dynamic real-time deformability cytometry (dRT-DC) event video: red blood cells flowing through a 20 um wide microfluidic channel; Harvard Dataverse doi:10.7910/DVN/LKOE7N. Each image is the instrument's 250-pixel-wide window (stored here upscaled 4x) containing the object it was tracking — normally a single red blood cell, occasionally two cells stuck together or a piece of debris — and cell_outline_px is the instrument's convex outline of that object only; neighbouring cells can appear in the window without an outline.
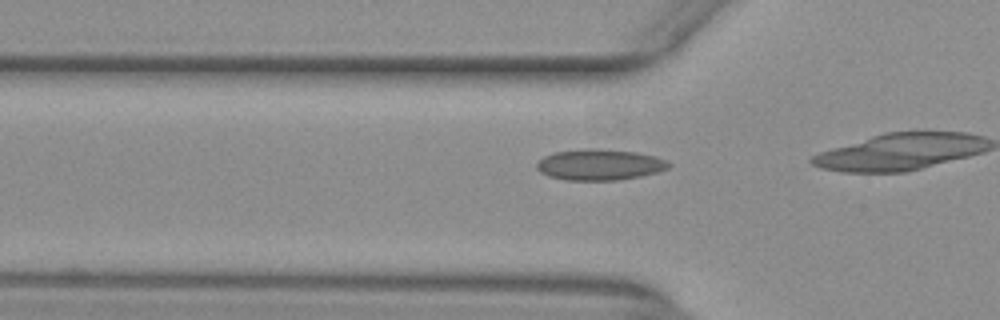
{"species": "common noctule bat (a hibernating species)", "species_latin": "Nyctalus noctula", "temperature_condition": "warm", "stored_images_in_passage": 9, "camera_frame_rate_fps": 3000, "um_per_image_px": 0.085, "animal": {"sex": "female", "body_mass_g": 29.2, "forearm_length_mm": 56.3}, "frame": {"image": 1, "passage_image": 4, "time_ms": 1.0, "image_size_px": [1000, 320], "cell_outline_px": [[672, 164], [668, 168], [656, 172], [640, 176], [616, 180], [564, 180], [548, 176], [540, 172], [536, 168], [536, 164], [544, 156], [556, 152], [584, 148], [596, 148], [636, 152], [656, 156], [668, 160]], "centroid_in_image_um": [50.97, 13.99], "position_along_channel_um": 74.8, "area_um2": 23.93}}
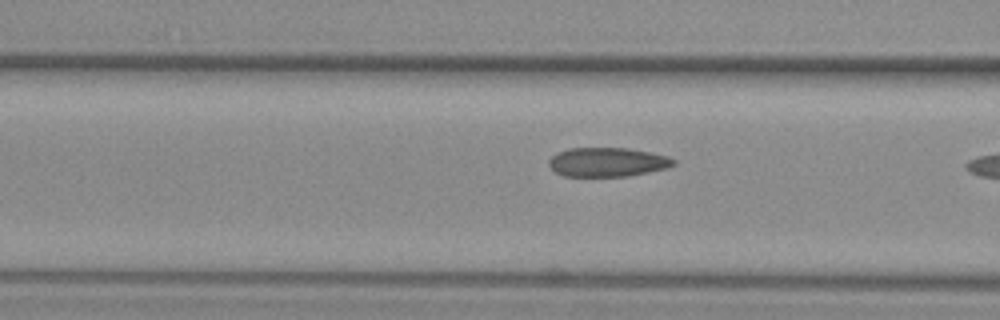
{"frame": {"image": 2, "passage_image": 7, "time_ms": 2.0, "image_size_px": [1000, 320], "cell_outline_px": [[676, 164], [668, 168], [628, 176], [564, 176], [556, 172], [548, 164], [548, 160], [556, 152], [568, 148], [628, 148], [652, 152], [668, 156], [676, 160]], "centroid_in_image_um": [51.65, 13.77], "position_along_channel_um": 114.9, "area_um2": 21.33}}